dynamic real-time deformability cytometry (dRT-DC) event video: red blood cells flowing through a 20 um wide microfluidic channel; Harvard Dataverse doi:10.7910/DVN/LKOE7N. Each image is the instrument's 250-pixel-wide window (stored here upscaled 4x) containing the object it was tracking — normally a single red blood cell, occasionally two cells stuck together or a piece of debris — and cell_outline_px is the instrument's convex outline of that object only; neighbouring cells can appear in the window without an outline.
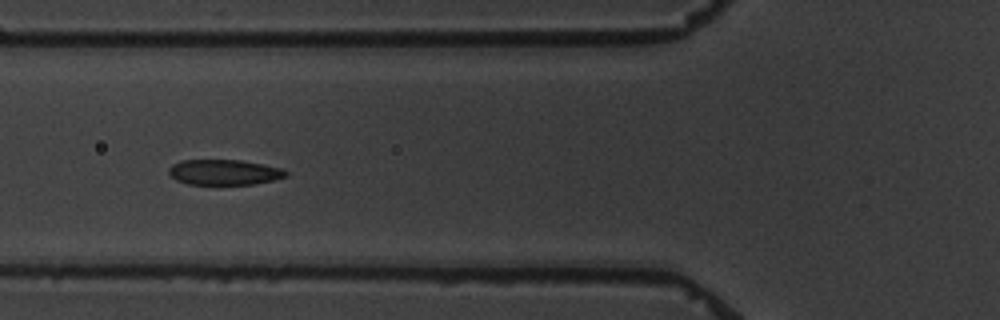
{"species": "common noctule bat (a hibernating species)", "species_latin": "Nyctalus noctula", "temperature_condition": "warm", "stored_images_in_passage": 9, "camera_frame_rate_fps": 3000, "um_per_image_px": 0.085, "animal": {"sex": "male", "body_mass_g": 19.5, "forearm_length_mm": 54.6}, "frame": {"image": 1, "passage_image": 7, "time_ms": 6.667, "image_size_px": [1000, 320], "cell_outline_px": [[288, 176], [272, 180], [252, 184], [188, 184], [176, 180], [168, 172], [168, 168], [172, 164], [180, 160], [240, 160], [284, 168], [288, 172]], "centroid_in_image_um": [19.06, 14.63], "position_along_channel_um": 106.7, "area_um2": 17.34}}
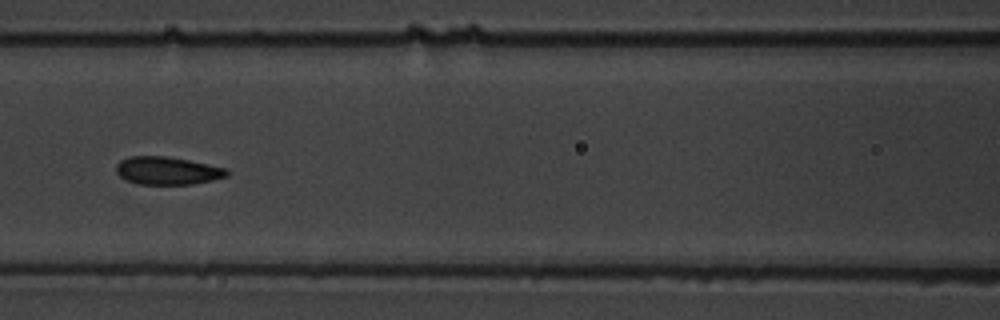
{"frame": {"image": 2, "passage_image": 8, "time_ms": 8.0, "image_size_px": [1000, 320], "cell_outline_px": [[228, 176], [212, 180], [192, 184], [140, 184], [128, 180], [120, 176], [116, 172], [116, 164], [120, 160], [128, 156], [164, 156], [188, 160], [228, 168]], "centroid_in_image_um": [14.23, 14.5], "position_along_channel_um": 152.4, "area_um2": 17.92}}
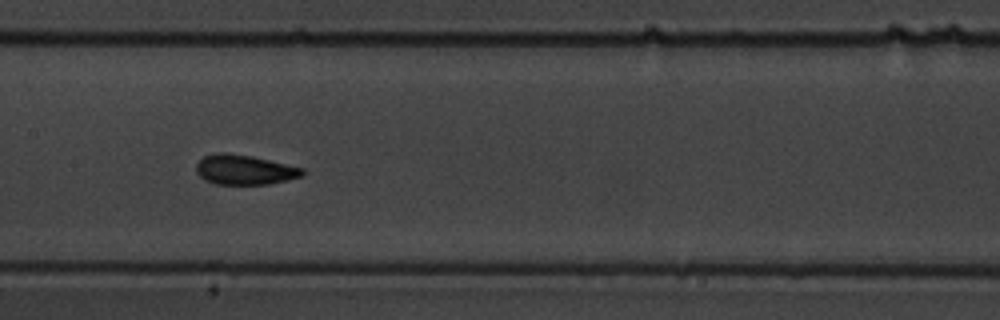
{"frame": {"image": 3, "passage_image": 9, "time_ms": 9.0, "image_size_px": [1000, 320], "cell_outline_px": [[304, 176], [268, 184], [216, 184], [204, 180], [196, 172], [196, 164], [204, 156], [216, 152], [228, 152], [252, 156], [304, 168]], "centroid_in_image_um": [20.77, 14.42], "position_along_channel_um": 186.6, "area_um2": 18.55}}